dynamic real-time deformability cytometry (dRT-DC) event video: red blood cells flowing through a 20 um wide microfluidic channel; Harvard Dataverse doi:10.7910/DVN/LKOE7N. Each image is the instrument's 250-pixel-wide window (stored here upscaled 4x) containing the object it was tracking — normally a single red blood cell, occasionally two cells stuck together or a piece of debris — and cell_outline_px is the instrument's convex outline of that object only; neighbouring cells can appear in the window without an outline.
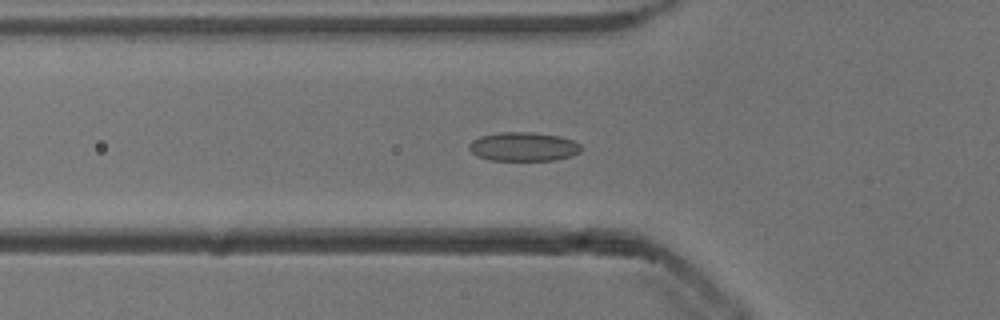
{"species": "common noctule bat (a hibernating species)", "species_latin": "Nyctalus noctula", "temperature_condition": "cold", "stored_images_in_passage": 55, "camera_frame_rate_fps": 3000, "um_per_image_px": 0.085, "animal": {"sex": "male", "body_mass_g": 13.3}, "frame": {"image": 1, "passage_image": 19, "time_ms": 6.0, "image_size_px": [1000, 320], "cell_outline_px": [[580, 152], [556, 160], [488, 160], [476, 156], [468, 148], [468, 144], [472, 140], [480, 136], [496, 132], [532, 132], [560, 136], [572, 140], [580, 144]], "centroid_in_image_um": [44.44, 12.46], "position_along_channel_um": 81.4, "area_um2": 18.96}}
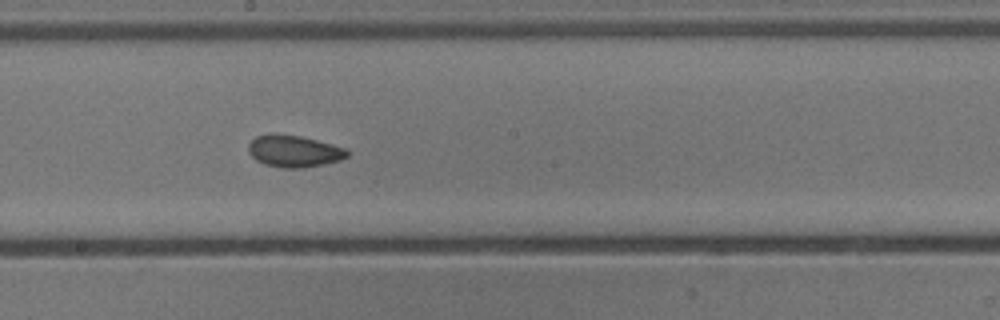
{"frame": {"image": 2, "passage_image": 30, "time_ms": 9.667, "image_size_px": [1000, 320], "cell_outline_px": [[348, 156], [340, 160], [324, 164], [304, 168], [284, 168], [264, 164], [256, 160], [248, 152], [248, 144], [256, 136], [272, 132], [276, 132], [300, 136], [348, 148]], "centroid_in_image_um": [24.97, 12.83], "position_along_channel_um": 223.2, "area_um2": 18.61}}
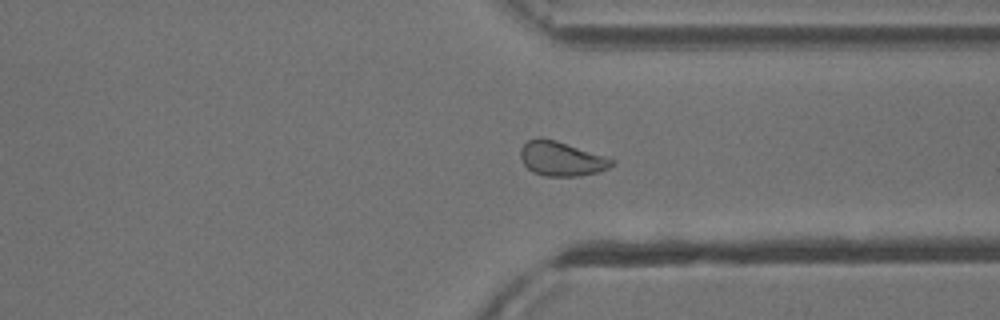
{"frame": {"image": 3, "passage_image": 41, "time_ms": 13.333, "image_size_px": [1000, 320], "cell_outline_px": [[616, 164], [608, 168], [596, 172], [580, 176], [544, 176], [532, 172], [524, 164], [520, 156], [520, 148], [528, 140], [536, 136], [540, 136], [556, 140], [604, 156], [612, 160]], "centroid_in_image_um": [47.67, 13.48], "position_along_channel_um": 363.7, "area_um2": 18.32}, "authors_computed_cell_mechanics": {"area_um2": 18.6694, "velocity_mm_per_s": 3.8469, "shape_relaxation_time_tau1_ms": 4.37, "shape_relaxation_time_tau2_ms": 2.4155, "deformation_change_tau1": 0.0857, "deformation_change_tau2": 0.064}}